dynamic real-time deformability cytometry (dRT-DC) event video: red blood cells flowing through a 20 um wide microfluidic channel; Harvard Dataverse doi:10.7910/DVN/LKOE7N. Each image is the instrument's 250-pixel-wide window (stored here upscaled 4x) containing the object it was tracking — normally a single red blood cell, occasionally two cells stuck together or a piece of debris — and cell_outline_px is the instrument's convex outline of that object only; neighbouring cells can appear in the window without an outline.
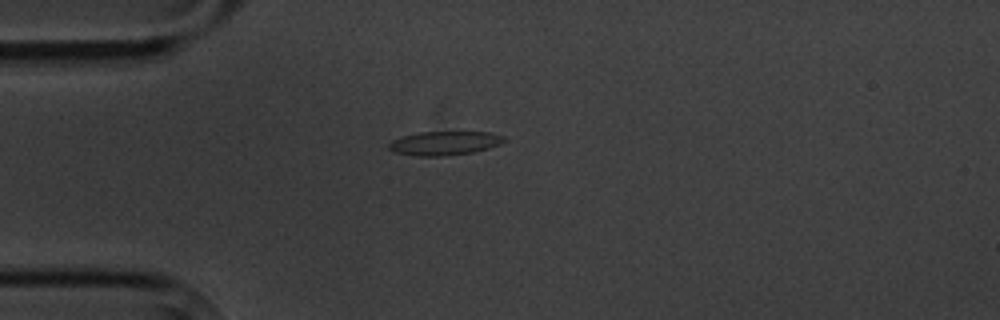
{"species": "common noctule bat (a hibernating species)", "species_latin": "Nyctalus noctula", "temperature_condition": "cold", "stored_images_in_passage": 8, "camera_frame_rate_fps": 3000, "um_per_image_px": 0.085, "animal": {"sex": "male", "body_mass_g": 20.1, "forearm_length_mm": 53.5}, "frame": {"image": 1, "passage_image": 1, "time_ms": 0.0, "image_size_px": [1000, 320], "cell_outline_px": [[504, 140], [500, 144], [488, 148], [472, 152], [440, 156], [416, 156], [396, 152], [388, 148], [388, 144], [392, 140], [404, 136], [420, 132], [492, 132], [504, 136]], "centroid_in_image_um": [37.78, 12.16], "position_along_channel_um": 47.2, "area_um2": 15.84}}
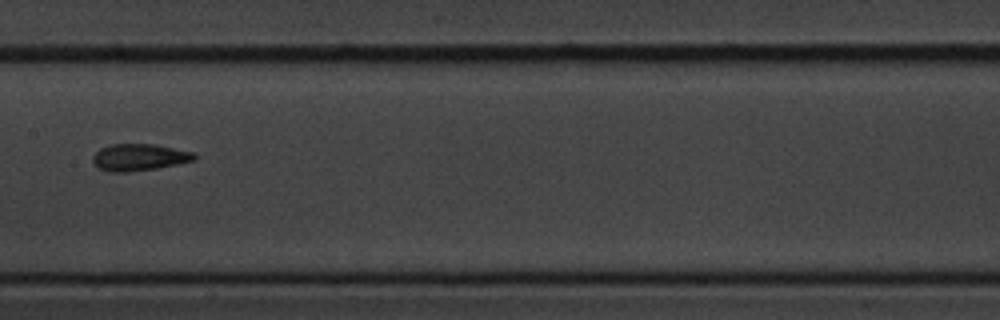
{"frame": {"image": 2, "passage_image": 5, "time_ms": 4.667, "image_size_px": [1000, 320], "cell_outline_px": [[196, 160], [156, 168], [128, 172], [108, 172], [100, 168], [92, 160], [92, 156], [100, 148], [112, 144], [152, 144], [192, 152], [196, 156]], "centroid_in_image_um": [11.8, 13.37], "position_along_channel_um": 195.6, "area_um2": 15.66}}
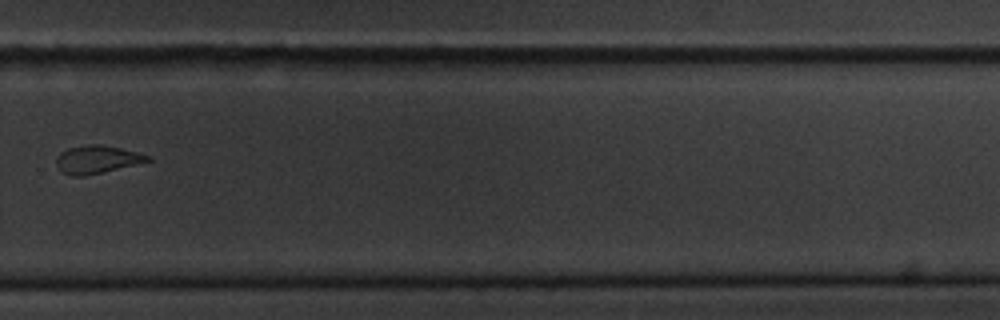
{"frame": {"image": 3, "passage_image": 8, "time_ms": 8.333, "image_size_px": [1000, 320], "cell_outline_px": [[152, 160], [84, 176], [72, 176], [60, 172], [56, 164], [56, 160], [60, 152], [68, 148], [88, 144], [100, 144], [120, 148], [152, 156]], "centroid_in_image_um": [8.2, 13.55], "position_along_channel_um": 321.6, "area_um2": 14.74}}